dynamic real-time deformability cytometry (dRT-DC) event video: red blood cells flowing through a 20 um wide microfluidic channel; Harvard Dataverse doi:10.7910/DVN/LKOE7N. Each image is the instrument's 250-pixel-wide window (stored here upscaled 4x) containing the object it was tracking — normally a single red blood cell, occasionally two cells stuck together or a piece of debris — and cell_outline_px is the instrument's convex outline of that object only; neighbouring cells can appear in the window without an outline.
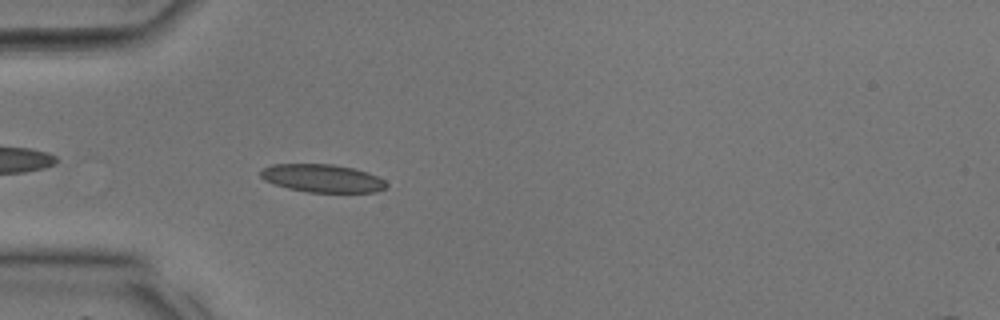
{"species": "common noctule bat (a hibernating species)", "species_latin": "Nyctalus noctula", "temperature_condition": "room temperature", "stored_images_in_passage": 28, "camera_frame_rate_fps": 3000, "um_per_image_px": 0.085, "animal": {"sex": "male", "body_mass_g": 17.9, "forearm_length_mm": 54.2}, "frame": {"image": 1, "passage_image": 3, "time_ms": 0.667, "image_size_px": [1000, 320], "cell_outline_px": [[388, 188], [376, 192], [308, 192], [288, 188], [264, 180], [260, 176], [260, 172], [264, 168], [272, 164], [332, 164], [352, 168], [368, 172], [384, 180], [388, 184]], "centroid_in_image_um": [27.43, 15.15], "position_along_channel_um": 57.6, "area_um2": 20.46}}
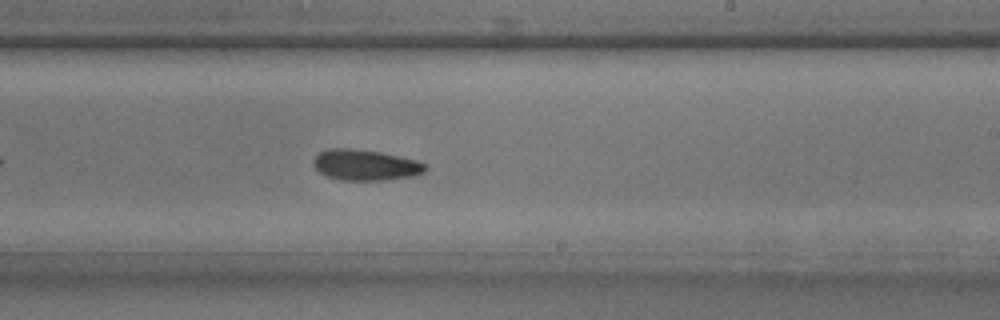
{"frame": {"image": 2, "passage_image": 14, "time_ms": 4.333, "image_size_px": [1000, 320], "cell_outline_px": [[428, 168], [424, 172], [412, 176], [384, 180], [340, 180], [328, 176], [320, 172], [312, 164], [312, 160], [320, 152], [328, 148], [352, 148], [380, 152], [416, 160], [424, 164]], "centroid_in_image_um": [31.03, 14.02], "position_along_channel_um": 258.0, "area_um2": 20.0}}
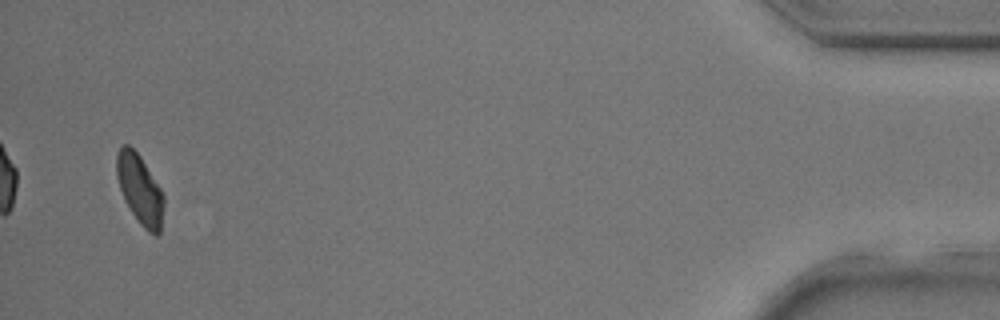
{"frame": {"image": 3, "passage_image": 27, "time_ms": 8.667, "image_size_px": [1000, 320], "cell_outline_px": [[164, 204], [160, 232], [156, 236], [148, 232], [140, 224], [124, 200], [116, 176], [116, 156], [120, 148], [124, 144], [128, 144], [140, 156], [160, 188], [164, 196]], "centroid_in_image_um": [11.88, 16.11], "position_along_channel_um": 423.3, "area_um2": 18.96}}